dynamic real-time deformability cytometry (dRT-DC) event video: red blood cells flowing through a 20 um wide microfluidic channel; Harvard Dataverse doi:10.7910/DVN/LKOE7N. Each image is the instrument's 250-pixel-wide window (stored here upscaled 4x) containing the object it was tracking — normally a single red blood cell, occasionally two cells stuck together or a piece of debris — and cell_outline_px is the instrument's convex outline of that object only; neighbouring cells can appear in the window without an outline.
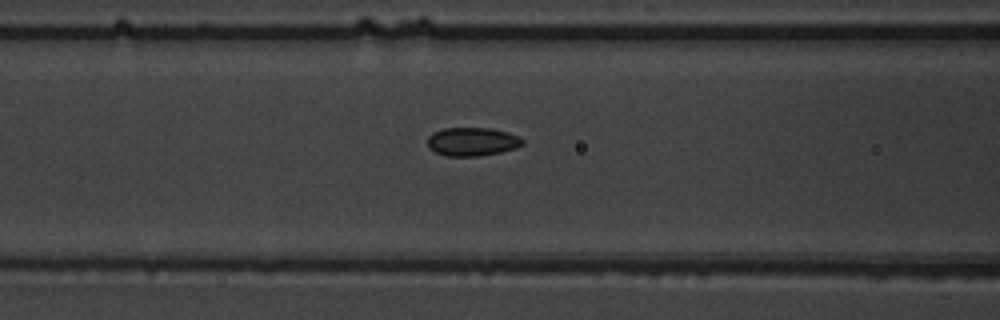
{"species": "common noctule bat (a hibernating species)", "species_latin": "Nyctalus noctula", "temperature_condition": "warm", "stored_images_in_passage": 34, "camera_frame_rate_fps": 3000, "um_per_image_px": 0.085, "animal": {"sex": "male", "body_mass_g": 19.5, "forearm_length_mm": 54.6}, "frame": {"image": 1, "passage_image": 17, "time_ms": 5.333, "image_size_px": [1000, 320], "cell_outline_px": [[524, 144], [516, 148], [500, 152], [476, 156], [444, 156], [428, 148], [428, 136], [432, 132], [444, 128], [492, 128], [508, 132], [520, 136], [524, 140]], "centroid_in_image_um": [40.15, 12.03], "position_along_channel_um": 126.5, "area_um2": 15.95}}
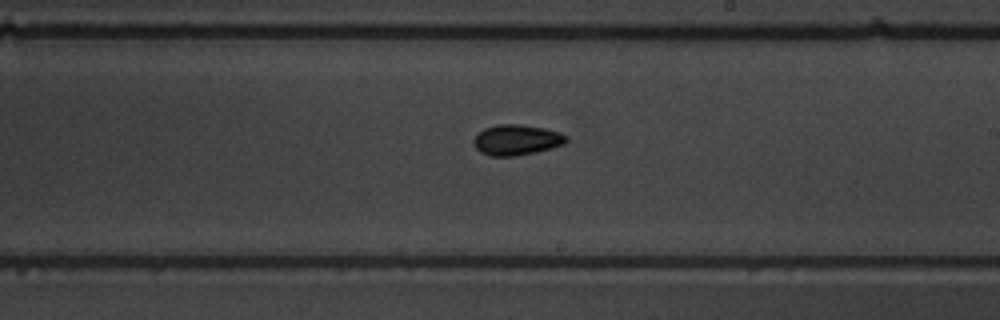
{"frame": {"image": 2, "passage_image": 26, "time_ms": 8.333, "image_size_px": [1000, 320], "cell_outline_px": [[568, 140], [564, 144], [552, 148], [536, 152], [516, 156], [492, 156], [480, 152], [476, 148], [472, 140], [484, 128], [496, 124], [520, 124], [544, 128], [560, 132], [568, 136]], "centroid_in_image_um": [43.93, 11.89], "position_along_channel_um": 245.1, "area_um2": 16.59}}
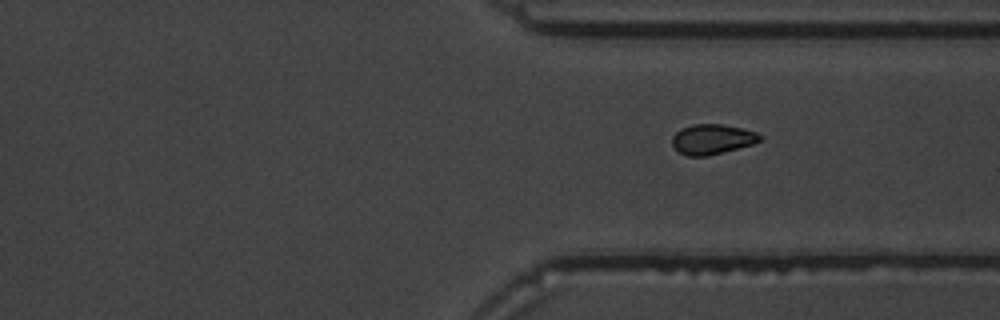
{"frame": {"image": 3, "passage_image": 34, "time_ms": 11.0, "image_size_px": [1000, 320], "cell_outline_px": [[760, 140], [752, 144], [708, 156], [688, 156], [680, 152], [672, 144], [672, 136], [680, 128], [692, 124], [724, 124], [756, 132], [760, 136]], "centroid_in_image_um": [60.49, 11.82], "position_along_channel_um": 350.9, "area_um2": 15.2}}